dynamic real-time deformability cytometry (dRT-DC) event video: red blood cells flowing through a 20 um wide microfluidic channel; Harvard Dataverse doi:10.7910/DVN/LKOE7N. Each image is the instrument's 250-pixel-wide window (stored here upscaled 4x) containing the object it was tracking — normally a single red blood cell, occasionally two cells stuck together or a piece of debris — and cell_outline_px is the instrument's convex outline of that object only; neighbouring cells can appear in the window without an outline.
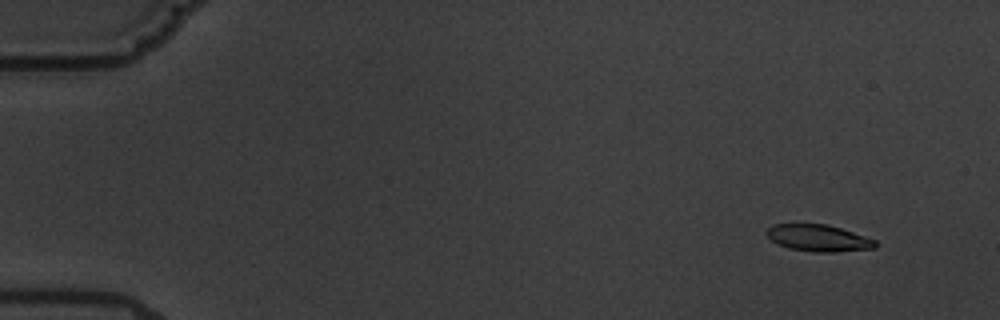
{"species": "common noctule bat (a hibernating species)", "species_latin": "Nyctalus noctula", "temperature_condition": "warm", "stored_images_in_passage": 5, "camera_frame_rate_fps": 3000, "um_per_image_px": 0.085, "animal": {"sex": "male", "body_mass_g": 19.5, "forearm_length_mm": 54.6}, "frame": {"image": 1, "passage_image": 2, "time_ms": 1.333, "image_size_px": [1000, 320], "cell_outline_px": [[876, 248], [836, 252], [812, 252], [788, 248], [776, 244], [764, 232], [772, 224], [828, 224], [876, 240]], "centroid_in_image_um": [69.53, 20.24], "position_along_channel_um": 15.5, "area_um2": 16.99}}
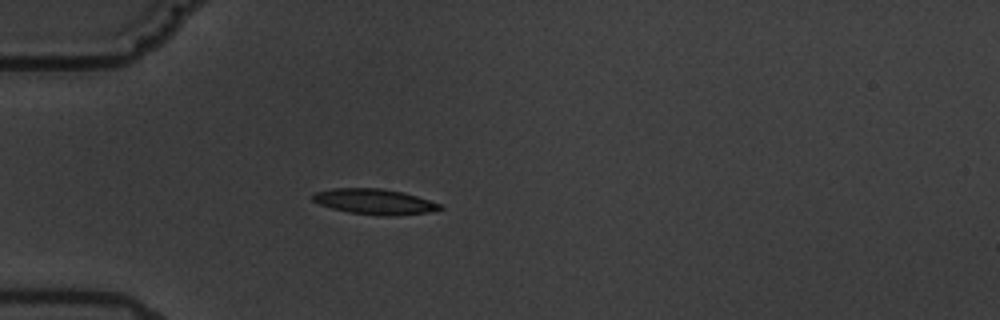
{"frame": {"image": 2, "passage_image": 5, "time_ms": 5.667, "image_size_px": [1000, 320], "cell_outline_px": [[444, 208], [428, 212], [388, 216], [384, 216], [348, 212], [332, 208], [320, 204], [312, 200], [312, 196], [316, 192], [332, 188], [384, 188], [404, 192], [444, 204]], "centroid_in_image_um": [31.88, 17.13], "position_along_channel_um": 53.1, "area_um2": 18.96}}